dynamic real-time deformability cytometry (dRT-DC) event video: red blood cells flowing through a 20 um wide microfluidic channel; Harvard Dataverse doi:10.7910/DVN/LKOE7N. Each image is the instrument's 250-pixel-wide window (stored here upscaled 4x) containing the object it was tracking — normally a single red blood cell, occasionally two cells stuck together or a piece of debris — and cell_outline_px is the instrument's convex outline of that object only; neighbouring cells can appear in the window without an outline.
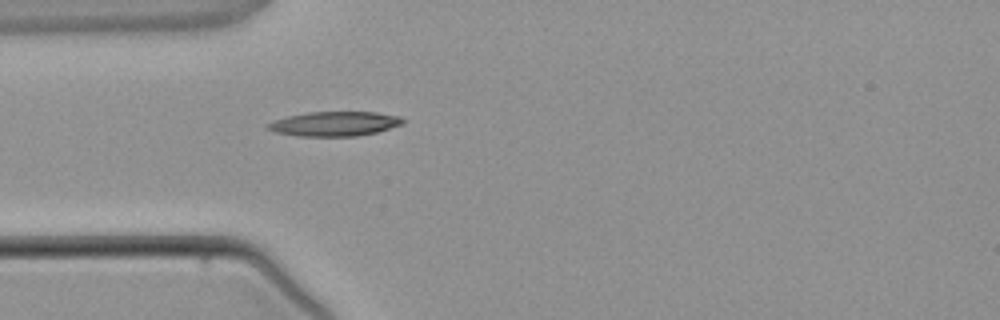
{"species": "common noctule bat (a hibernating species)", "species_latin": "Nyctalus noctula", "temperature_condition": "warm", "stored_images_in_passage": 1, "camera_frame_rate_fps": 3000, "um_per_image_px": 0.085, "animal": {"sex": "male", "body_mass_g": 21.5, "forearm_length_mm": 52.0}, "frame": {"image": 1, "passage_image": 1, "time_ms": 0.0, "image_size_px": [1000, 320], "cell_outline_px": [[404, 124], [376, 132], [356, 136], [296, 136], [276, 132], [264, 128], [268, 124], [276, 120], [288, 116], [308, 112], [376, 112], [400, 116], [404, 120]], "centroid_in_image_um": [28.45, 10.52], "position_along_channel_um": 56.5, "area_um2": 19.25}}